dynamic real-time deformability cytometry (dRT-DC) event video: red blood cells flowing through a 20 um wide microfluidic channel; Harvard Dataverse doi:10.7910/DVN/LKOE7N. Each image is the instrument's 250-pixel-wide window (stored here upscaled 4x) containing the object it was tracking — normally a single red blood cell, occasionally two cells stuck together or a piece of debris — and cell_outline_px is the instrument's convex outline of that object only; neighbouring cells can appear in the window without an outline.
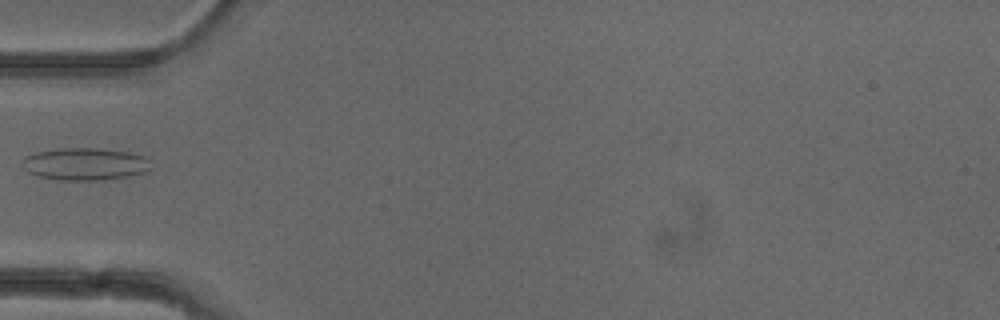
{"species": "common noctule bat (a hibernating species)", "species_latin": "Nyctalus noctula", "temperature_condition": "cold", "stored_images_in_passage": 22, "camera_frame_rate_fps": 3000, "um_per_image_px": 0.085, "animal": {"sex": "female"}, "frame": {"image": 1, "passage_image": 1, "time_ms": 0.0, "image_size_px": [1000, 320], "cell_outline_px": [[152, 168], [148, 172], [128, 176], [104, 180], [60, 180], [36, 176], [28, 172], [20, 164], [28, 156], [36, 152], [56, 148], [100, 148], [128, 152], [148, 156], [152, 160]], "centroid_in_image_um": [7.3, 13.94], "position_along_channel_um": 77.7, "area_um2": 24.74}}